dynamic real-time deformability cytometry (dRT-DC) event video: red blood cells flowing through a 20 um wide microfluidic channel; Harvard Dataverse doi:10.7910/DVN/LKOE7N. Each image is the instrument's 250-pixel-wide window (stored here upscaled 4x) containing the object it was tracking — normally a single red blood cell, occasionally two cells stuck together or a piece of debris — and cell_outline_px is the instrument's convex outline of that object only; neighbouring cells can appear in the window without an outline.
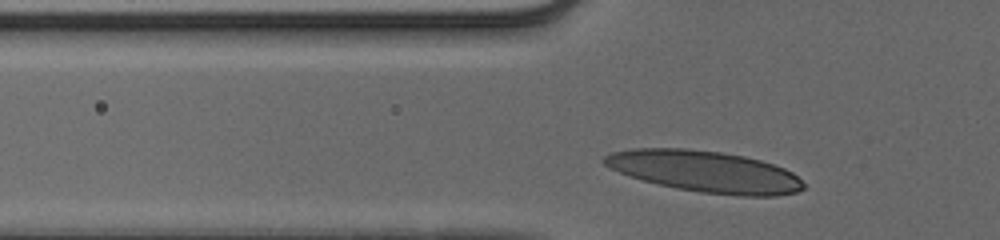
{"species": "human", "species_latin": "Homo sapiens", "temperature_condition": "cold", "stored_images_in_passage": 30, "camera_frame_rate_fps": 3000, "um_per_image_px": 0.085, "donor": {"sex": "male"}, "frame": {"image": 1, "passage_image": 4, "time_ms": 1.0, "image_size_px": [1000, 240], "cell_outline_px": [[804, 188], [796, 192], [776, 196], [740, 196], [700, 192], [676, 188], [644, 180], [620, 172], [604, 164], [600, 160], [604, 156], [612, 152], [632, 148], [688, 148], [720, 152], [744, 156], [760, 160], [784, 168], [792, 172], [804, 184]], "centroid_in_image_um": [59.92, 14.57], "position_along_channel_um": 65.9, "area_um2": 47.8}}
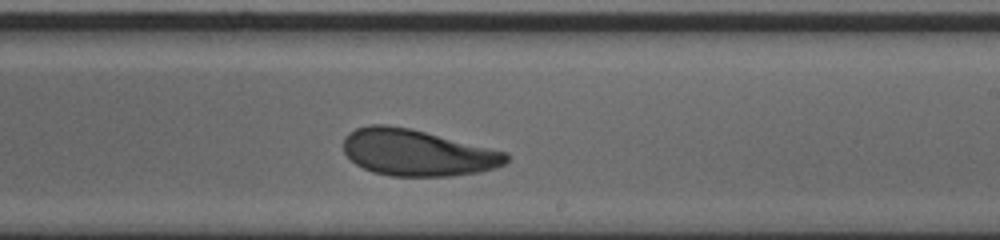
{"frame": {"image": 2, "passage_image": 19, "time_ms": 6.0, "image_size_px": [1000, 240], "cell_outline_px": [[508, 160], [504, 164], [480, 172], [452, 176], [392, 176], [372, 172], [356, 164], [344, 152], [344, 136], [348, 132], [356, 128], [368, 124], [388, 124], [412, 128], [508, 152]], "centroid_in_image_um": [35.45, 12.96], "position_along_channel_um": 253.5, "area_um2": 44.39}}
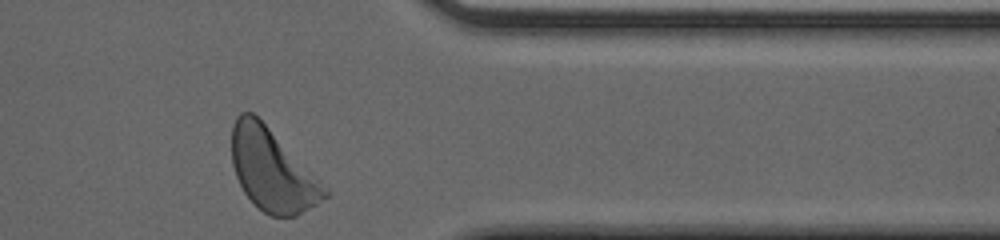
{"frame": {"image": 3, "passage_image": 30, "time_ms": 9.667, "image_size_px": [1000, 240], "cell_outline_px": [[328, 196], [316, 204], [296, 216], [272, 216], [264, 212], [244, 192], [236, 176], [232, 164], [232, 124], [236, 116], [240, 112], [252, 112], [320, 180], [328, 192]], "centroid_in_image_um": [23.1, 14.46], "position_along_channel_um": 388.3, "area_um2": 43.29}, "authors_computed_cell_mechanics": {"area_um2": 44.7661, "velocity_mm_per_s": 3.8778, "shape_relaxation_time_tau1_ms": 2.6136, "shape_relaxation_time_tau2_ms": 2.3876, "deformation_change_tau1": 0.1456, "deformation_change_tau2": 0.0976}}